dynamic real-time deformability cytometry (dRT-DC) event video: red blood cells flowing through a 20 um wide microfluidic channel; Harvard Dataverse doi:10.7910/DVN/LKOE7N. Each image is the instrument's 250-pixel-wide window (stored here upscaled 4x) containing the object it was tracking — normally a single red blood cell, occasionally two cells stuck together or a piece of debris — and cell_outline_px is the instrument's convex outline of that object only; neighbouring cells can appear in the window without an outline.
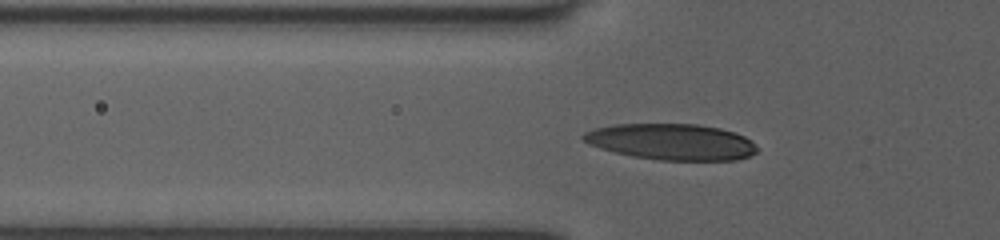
{"species": "human", "species_latin": "Homo sapiens", "temperature_condition": "room temperature", "stored_images_in_passage": 52, "camera_frame_rate_fps": 3000, "um_per_image_px": 0.085, "donor": {"sex": "female"}, "frame": {"image": 1, "passage_image": 18, "time_ms": 5.667, "image_size_px": [1000, 240], "cell_outline_px": [[756, 152], [748, 156], [736, 160], [660, 160], [632, 156], [600, 148], [588, 144], [580, 136], [584, 132], [596, 128], [616, 124], [696, 124], [720, 128], [744, 136], [752, 140], [756, 144]], "centroid_in_image_um": [57.07, 12.05], "position_along_channel_um": 68.7, "area_um2": 36.47}}
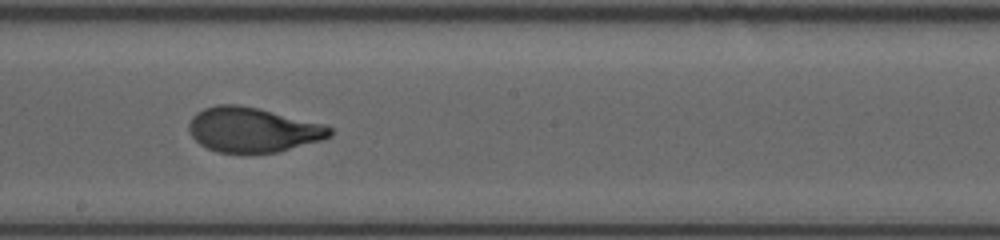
{"frame": {"image": 2, "passage_image": 30, "time_ms": 9.667, "image_size_px": [1000, 240], "cell_outline_px": [[332, 136], [324, 140], [276, 152], [216, 152], [200, 144], [192, 136], [188, 128], [188, 124], [192, 116], [196, 112], [204, 108], [216, 104], [236, 104], [260, 108], [324, 124], [332, 128]], "centroid_in_image_um": [21.49, 11.01], "position_along_channel_um": 226.7, "area_um2": 36.88}}
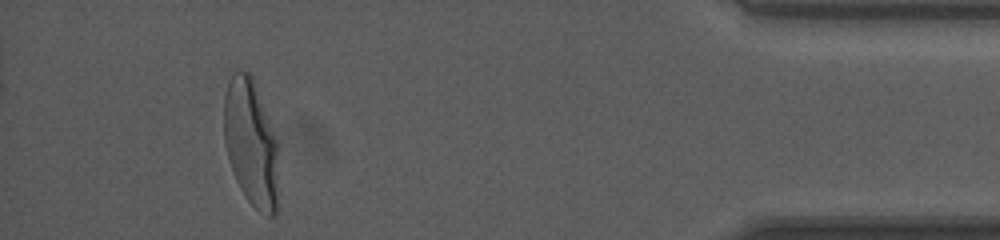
{"frame": {"image": 3, "passage_image": 48, "time_ms": 15.667, "image_size_px": [1000, 240], "cell_outline_px": [[276, 212], [272, 216], [268, 216], [260, 212], [244, 196], [236, 180], [228, 156], [224, 140], [224, 96], [228, 80], [232, 72], [248, 72], [252, 76], [276, 136]], "centroid_in_image_um": [21.3, 12.11], "position_along_channel_um": 413.9, "area_um2": 39.65}, "authors_computed_cell_mechanics": {"area_um2": 36.703, "velocity_mm_per_s": 3.9875, "shape_relaxation_time_tau1_ms": 4.1933, "shape_relaxation_time_tau2_ms": null, "deformation_change_tau1": 0.2266, "deformation_change_tau2": null}}